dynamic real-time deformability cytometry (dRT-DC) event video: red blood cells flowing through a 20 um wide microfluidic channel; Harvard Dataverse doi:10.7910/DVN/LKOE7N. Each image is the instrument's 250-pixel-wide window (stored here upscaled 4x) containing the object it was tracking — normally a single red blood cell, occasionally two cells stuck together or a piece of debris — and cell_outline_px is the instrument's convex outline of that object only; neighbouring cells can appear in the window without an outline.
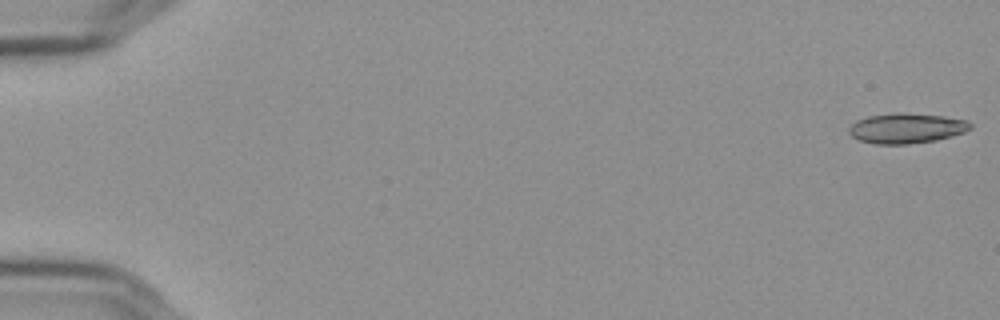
{"species": "Egyptian fruit bat (a non-hibernating species)", "species_latin": "Rousettus aegyptiacus", "temperature_condition": "cold", "stored_images_in_passage": 57, "camera_frame_rate_fps": 3000, "um_per_image_px": 0.085, "frame": {"image": 1, "passage_image": 1, "time_ms": 0.0, "image_size_px": [1000, 320], "cell_outline_px": [[972, 128], [964, 132], [952, 136], [936, 140], [908, 144], [876, 144], [860, 140], [852, 136], [848, 132], [848, 128], [856, 120], [868, 116], [896, 112], [944, 116], [968, 120], [972, 124]], "centroid_in_image_um": [77.06, 10.89], "position_along_channel_um": 7.9, "area_um2": 21.39}}
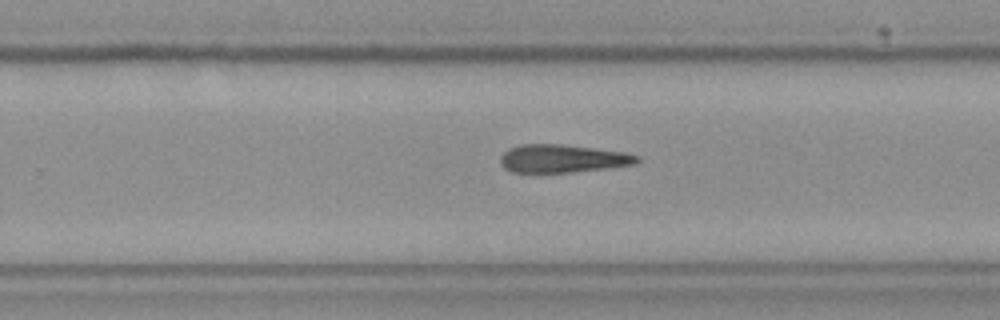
{"frame": {"image": 2, "passage_image": 37, "time_ms": 12.0, "image_size_px": [1000, 320], "cell_outline_px": [[640, 160], [636, 164], [612, 168], [572, 172], [512, 172], [504, 168], [500, 164], [500, 156], [508, 148], [520, 144], [560, 144], [624, 152], [640, 156]], "centroid_in_image_um": [47.82, 13.48], "position_along_channel_um": 282.0, "area_um2": 22.48}}
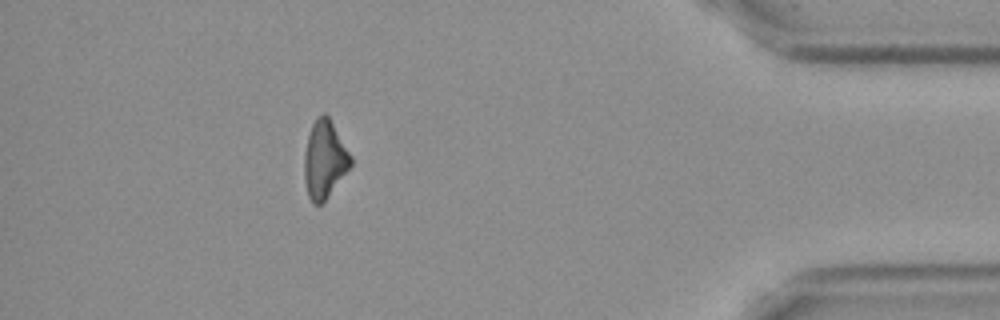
{"frame": {"image": 3, "passage_image": 51, "time_ms": 16.667, "image_size_px": [1000, 320], "cell_outline_px": [[352, 164], [324, 200], [320, 204], [312, 204], [308, 196], [304, 176], [304, 156], [308, 136], [312, 124], [316, 116], [324, 112], [328, 116], [352, 156]], "centroid_in_image_um": [27.57, 13.53], "position_along_channel_um": 407.6, "area_um2": 20.69}}